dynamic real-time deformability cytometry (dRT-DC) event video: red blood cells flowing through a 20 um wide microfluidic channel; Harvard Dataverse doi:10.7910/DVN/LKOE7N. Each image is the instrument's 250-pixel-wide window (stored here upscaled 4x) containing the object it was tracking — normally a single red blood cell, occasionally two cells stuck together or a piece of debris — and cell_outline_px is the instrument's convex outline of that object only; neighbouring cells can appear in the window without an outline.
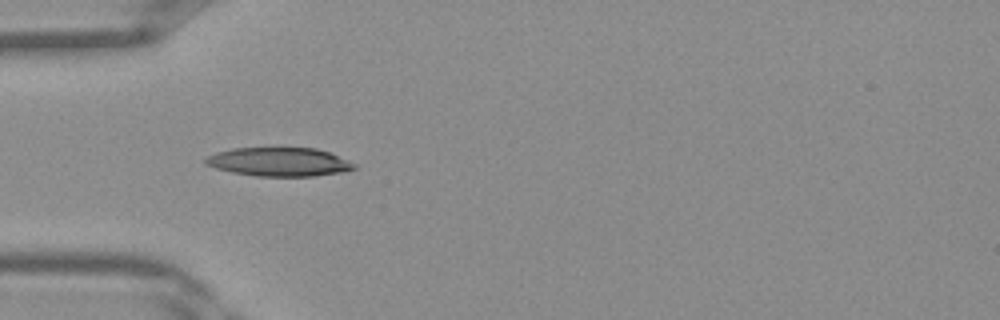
{"species": "Egyptian fruit bat (a non-hibernating species)", "species_latin": "Rousettus aegyptiacus", "temperature_condition": "warm", "stored_images_in_passage": 23, "camera_frame_rate_fps": 3000, "um_per_image_px": 0.085, "frame": {"image": 1, "passage_image": 1, "time_ms": 0.0, "image_size_px": [1000, 320], "cell_outline_px": [[356, 168], [340, 172], [312, 176], [256, 176], [232, 172], [216, 168], [204, 164], [204, 160], [208, 156], [216, 152], [232, 148], [316, 148], [328, 152], [356, 164]], "centroid_in_image_um": [23.68, 13.76], "position_along_channel_um": 61.3, "area_um2": 24.68}}